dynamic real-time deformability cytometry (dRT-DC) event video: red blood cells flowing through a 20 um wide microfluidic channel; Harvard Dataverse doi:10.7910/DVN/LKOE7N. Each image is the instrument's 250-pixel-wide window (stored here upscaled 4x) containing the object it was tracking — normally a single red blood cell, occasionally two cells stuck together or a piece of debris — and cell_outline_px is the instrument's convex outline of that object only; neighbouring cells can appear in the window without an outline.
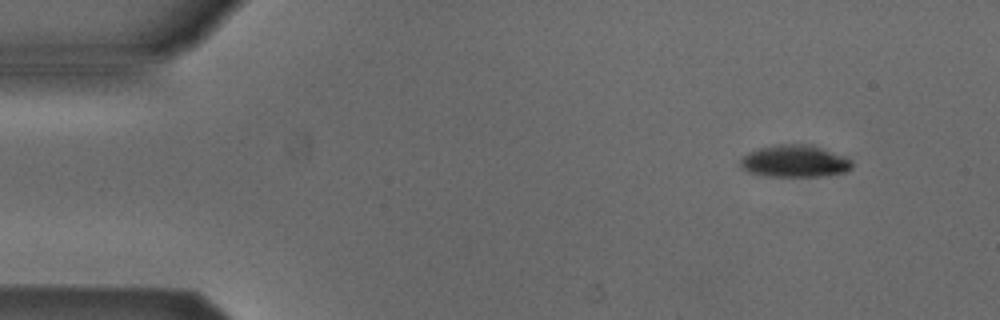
{"species": "Egyptian fruit bat (a non-hibernating species)", "species_latin": "Rousettus aegyptiacus", "temperature_condition": "cold", "stored_images_in_passage": 7, "camera_frame_rate_fps": 3000, "um_per_image_px": 0.085, "animal": {"sex": "male"}, "frame": {"image": 1, "passage_image": 1, "time_ms": 0.0, "image_size_px": [1000, 320], "cell_outline_px": [[852, 168], [844, 172], [820, 176], [764, 176], [748, 172], [740, 168], [740, 160], [748, 152], [760, 148], [780, 144], [812, 144], [844, 156], [852, 160]], "centroid_in_image_um": [67.53, 13.7], "position_along_channel_um": 17.5, "area_um2": 20.92}}
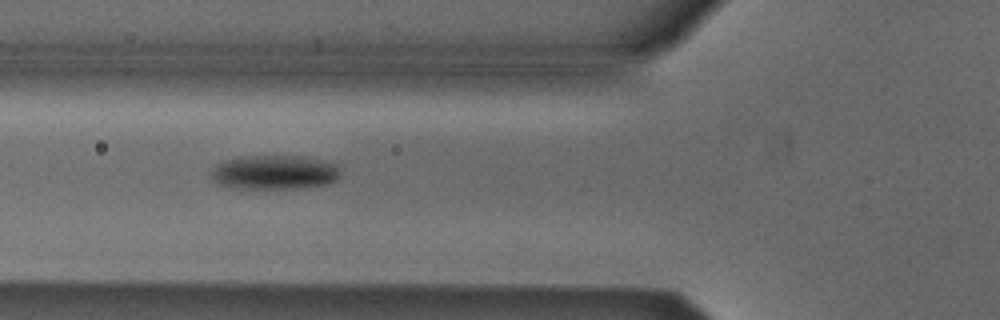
{"frame": {"image": 2, "passage_image": 5, "time_ms": 1.333, "image_size_px": [1000, 320], "cell_outline_px": [[340, 176], [336, 180], [328, 184], [304, 188], [236, 188], [216, 184], [212, 176], [212, 168], [216, 164], [224, 160], [244, 156], [300, 156], [320, 160], [336, 164], [340, 172]], "centroid_in_image_um": [23.32, 14.65], "position_along_channel_um": 102.5, "area_um2": 25.84}}
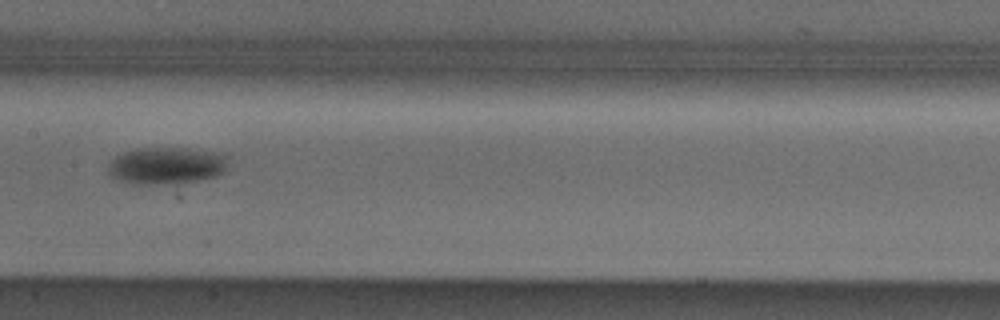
{"frame": {"image": 3, "passage_image": 7, "time_ms": 2.0, "image_size_px": [1000, 320], "cell_outline_px": [[228, 156], [224, 172], [216, 176], [180, 184], [132, 184], [120, 180], [112, 176], [108, 172], [108, 164], [116, 156], [124, 152], [136, 148], [188, 148], [212, 152]], "centroid_in_image_um": [14.13, 14.09], "position_along_channel_um": 193.3, "area_um2": 25.95}}